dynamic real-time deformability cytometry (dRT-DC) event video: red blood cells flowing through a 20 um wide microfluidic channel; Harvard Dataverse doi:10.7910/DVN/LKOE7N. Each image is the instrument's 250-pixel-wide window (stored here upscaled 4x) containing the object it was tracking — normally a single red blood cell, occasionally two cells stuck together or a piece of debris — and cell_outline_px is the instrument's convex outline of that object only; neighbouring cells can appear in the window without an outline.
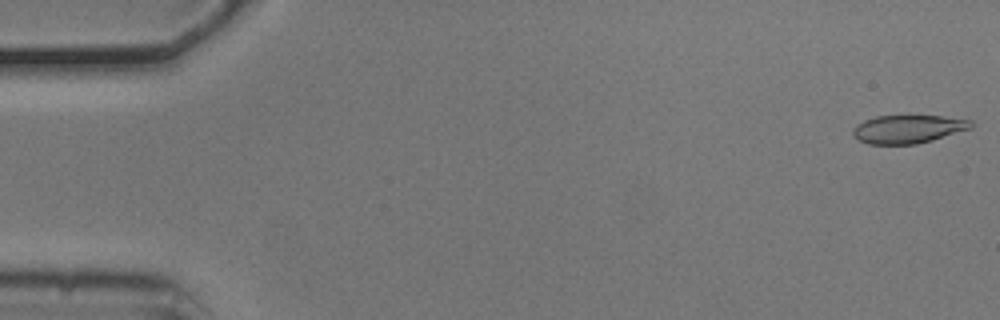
{"species": "common noctule bat (a hibernating species)", "species_latin": "Nyctalus noctula", "temperature_condition": "cold", "stored_images_in_passage": 54, "camera_frame_rate_fps": 3000, "um_per_image_px": 0.085, "animal": {"sex": "male", "body_mass_g": 20.5, "forearm_length_mm": 52.5}, "frame": {"image": 1, "passage_image": 1, "time_ms": 0.0, "image_size_px": [1000, 320], "cell_outline_px": [[972, 128], [932, 140], [916, 144], [868, 144], [860, 140], [852, 132], [856, 124], [864, 120], [876, 116], [944, 116], [972, 120]], "centroid_in_image_um": [77.2, 10.96], "position_along_channel_um": 7.8, "area_um2": 19.31}}
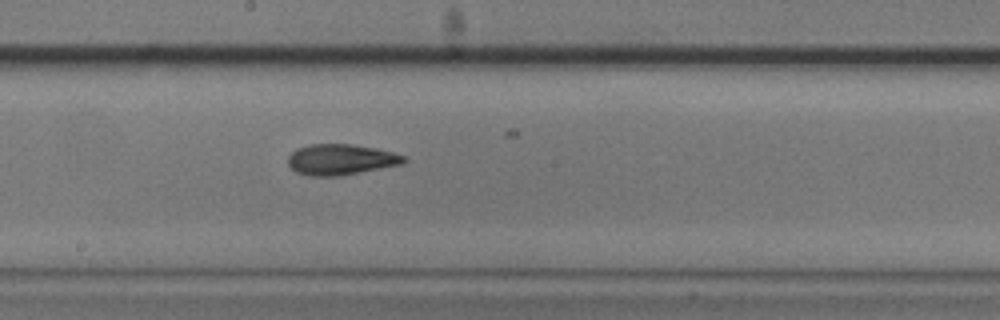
{"frame": {"image": 2, "passage_image": 29, "time_ms": 9.333, "image_size_px": [1000, 320], "cell_outline_px": [[408, 160], [404, 164], [340, 176], [308, 176], [296, 172], [288, 164], [288, 156], [296, 148], [312, 144], [352, 144], [376, 148], [392, 152], [404, 156]], "centroid_in_image_um": [28.98, 13.56], "position_along_channel_um": 219.2, "area_um2": 20.92}}
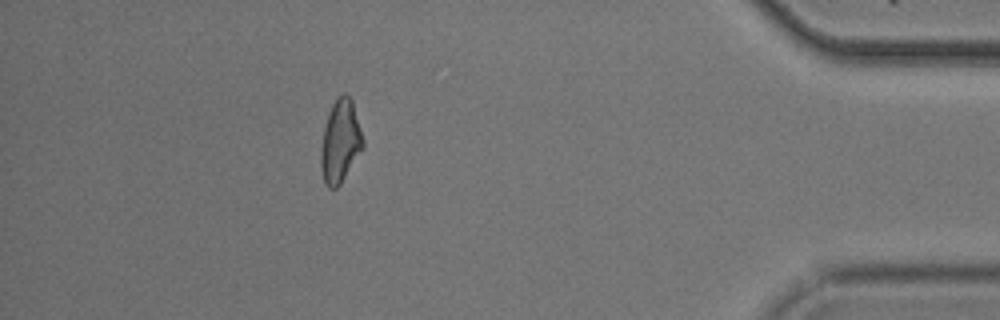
{"frame": {"image": 3, "passage_image": 48, "time_ms": 15.667, "image_size_px": [1000, 320], "cell_outline_px": [[364, 148], [340, 184], [336, 188], [328, 188], [324, 184], [320, 168], [320, 148], [324, 128], [328, 112], [332, 104], [344, 92], [352, 100], [364, 140]], "centroid_in_image_um": [28.91, 12.05], "position_along_channel_um": 406.3, "area_um2": 20.46}, "authors_computed_cell_mechanics": {"area_um2": 20.4034, "velocity_mm_per_s": 3.7294, "shape_relaxation_time_tau1_ms": 4.0873, "shape_relaxation_time_tau2_ms": 5.0766, "deformation_change_tau1": 0.1208, "deformation_change_tau2": 0.1245}}